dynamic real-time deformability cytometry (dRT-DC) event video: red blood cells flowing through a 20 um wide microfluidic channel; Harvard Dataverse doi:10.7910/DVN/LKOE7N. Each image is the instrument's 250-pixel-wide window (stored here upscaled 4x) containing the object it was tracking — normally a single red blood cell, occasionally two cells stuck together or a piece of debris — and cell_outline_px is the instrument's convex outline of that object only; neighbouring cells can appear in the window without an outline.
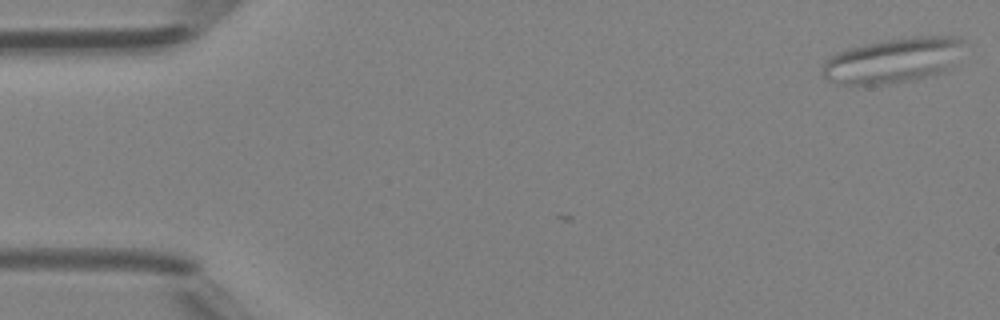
{"species": "Egyptian fruit bat (a non-hibernating species)", "species_latin": "Rousettus aegyptiacus", "temperature_condition": "room temperature", "stored_images_in_passage": 7, "camera_frame_rate_fps": 3000, "um_per_image_px": 0.085, "animal": {"sex": "female"}, "frame": {"image": 1, "passage_image": 1, "time_ms": 0.0, "image_size_px": [1000, 320], "cell_outline_px": [[972, 44], [944, 72], [916, 80], [892, 84], [832, 84], [824, 76], [824, 60], [828, 56], [836, 52], [848, 48], [864, 44], [912, 36], [960, 36]], "centroid_in_image_um": [76.02, 5.12], "position_along_channel_um": 9.0, "area_um2": 38.09}}